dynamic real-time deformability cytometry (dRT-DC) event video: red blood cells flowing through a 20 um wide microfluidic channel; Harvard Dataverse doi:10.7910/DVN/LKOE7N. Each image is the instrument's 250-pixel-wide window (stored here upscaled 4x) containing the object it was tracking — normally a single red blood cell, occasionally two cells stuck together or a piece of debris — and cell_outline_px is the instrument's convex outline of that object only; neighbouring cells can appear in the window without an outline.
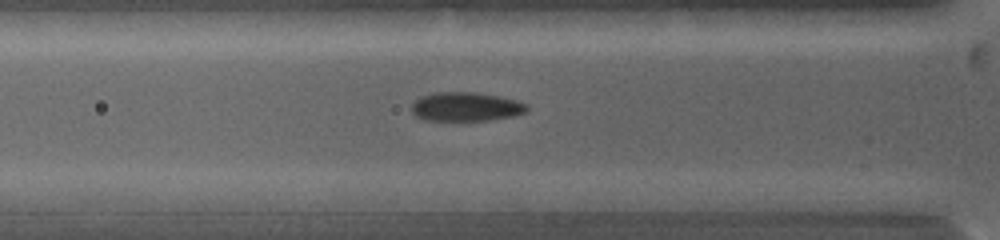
{"species": "common noctule bat (a hibernating species)", "species_latin": "Nyctalus noctula", "temperature_condition": "warm", "stored_images_in_passage": 42, "camera_frame_rate_fps": 5000, "um_per_image_px": 0.085, "animal": {"sex": "female", "body_mass_g": 19.0, "forearm_length_mm": 53.3}, "frame": {"image": 1, "passage_image": 9, "time_ms": 3.2, "image_size_px": [1000, 240], "cell_outline_px": [[528, 112], [516, 116], [488, 120], [424, 120], [416, 116], [412, 112], [412, 104], [420, 96], [432, 92], [476, 92], [516, 100], [528, 104]], "centroid_in_image_um": [39.62, 9.07], "position_along_channel_um": 86.2, "area_um2": 19.59}}
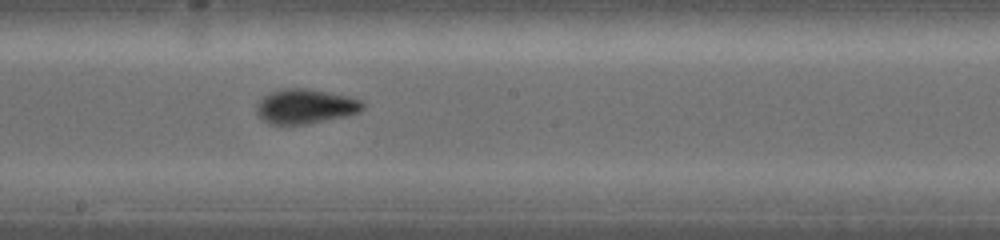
{"frame": {"image": 2, "passage_image": 16, "time_ms": 6.6, "image_size_px": [1000, 240], "cell_outline_px": [[364, 108], [360, 112], [344, 116], [308, 124], [268, 124], [256, 112], [256, 104], [264, 96], [272, 92], [284, 88], [308, 88], [348, 96], [360, 100], [364, 104]], "centroid_in_image_um": [25.95, 9.04], "position_along_channel_um": 222.2, "area_um2": 21.33}}
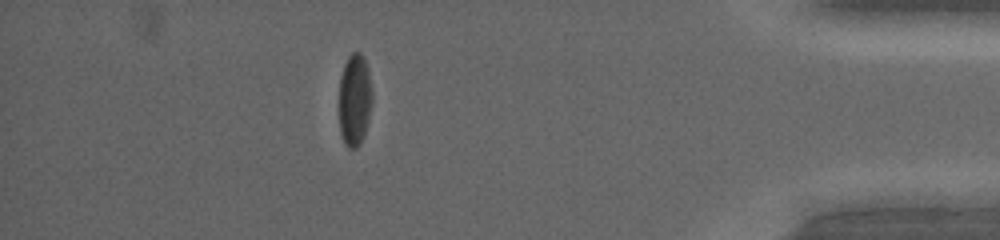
{"frame": {"image": 3, "passage_image": 38, "time_ms": 12.4, "image_size_px": [1000, 240], "cell_outline_px": [[372, 104], [364, 136], [360, 144], [356, 148], [348, 148], [344, 144], [340, 132], [340, 76], [344, 64], [348, 56], [352, 52], [360, 52], [364, 56], [368, 68], [372, 92]], "centroid_in_image_um": [30.15, 8.47], "position_along_channel_um": 405.0, "area_um2": 17.98}}